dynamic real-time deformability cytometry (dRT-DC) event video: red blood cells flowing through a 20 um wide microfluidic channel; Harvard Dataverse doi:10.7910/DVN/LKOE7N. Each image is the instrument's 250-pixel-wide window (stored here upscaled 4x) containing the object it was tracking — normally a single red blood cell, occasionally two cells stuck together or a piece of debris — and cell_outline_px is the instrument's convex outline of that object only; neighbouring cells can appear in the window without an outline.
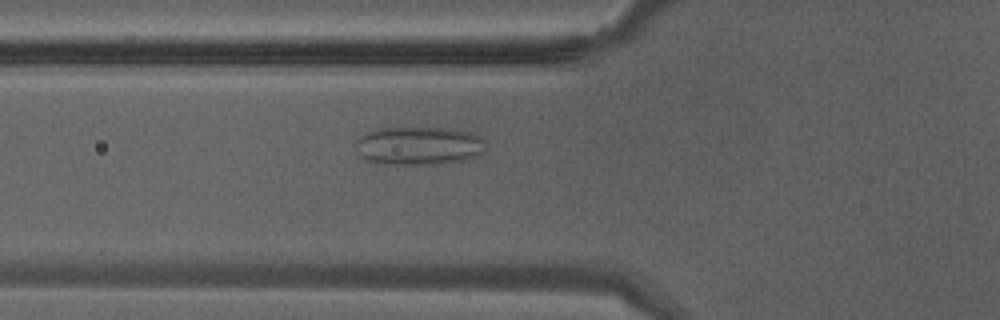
{"species": "Egyptian fruit bat (a non-hibernating species)", "species_latin": "Rousettus aegyptiacus", "temperature_condition": "warm", "stored_images_in_passage": 42, "camera_frame_rate_fps": 3000, "um_per_image_px": 0.085, "animal": {"sex": "male"}, "frame": {"image": 1, "passage_image": 16, "time_ms": 5.0, "image_size_px": [1000, 320], "cell_outline_px": [[484, 156], [468, 160], [436, 164], [376, 164], [368, 160], [356, 148], [356, 140], [368, 132], [376, 128], [452, 128], [472, 132], [484, 136]], "centroid_in_image_um": [35.71, 12.39], "position_along_channel_um": 90.1, "area_um2": 29.54}}
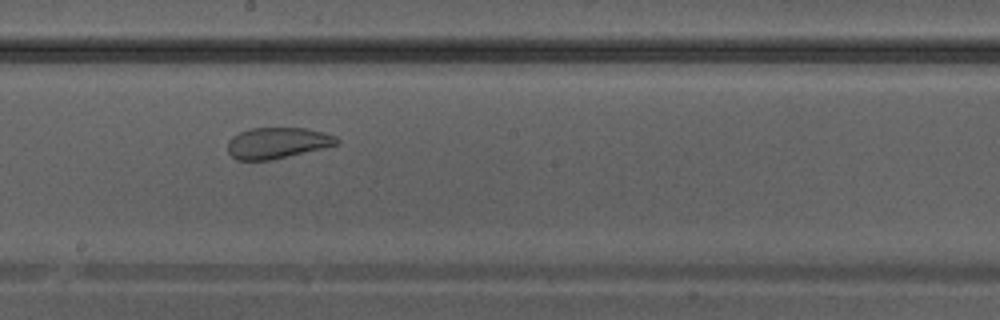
{"frame": {"image": 2, "passage_image": 24, "time_ms": 7.667, "image_size_px": [1000, 320], "cell_outline_px": [[340, 140], [336, 144], [324, 148], [272, 160], [236, 160], [228, 152], [228, 140], [232, 136], [240, 132], [252, 128], [304, 128], [324, 132], [336, 136]], "centroid_in_image_um": [23.57, 12.15], "position_along_channel_um": 224.6, "area_um2": 19.77}}
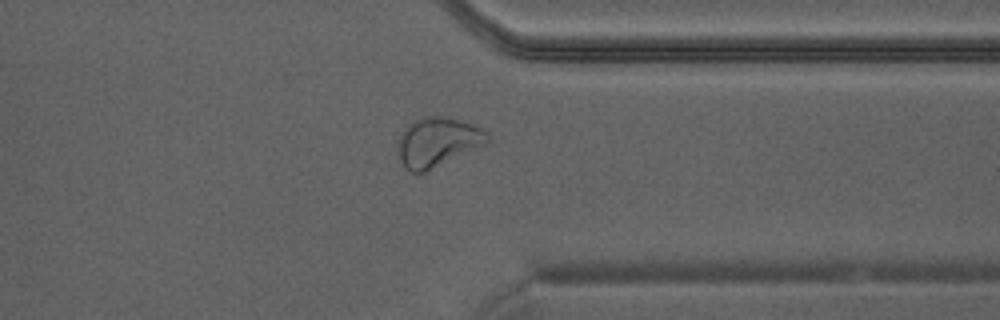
{"frame": {"image": 3, "passage_image": 33, "time_ms": 10.667, "image_size_px": [1000, 320], "cell_outline_px": [[492, 140], [484, 144], [424, 172], [412, 172], [404, 168], [396, 152], [400, 136], [404, 128], [408, 124], [424, 116], [448, 116], [476, 124], [488, 132]], "centroid_in_image_um": [37.19, 12.04], "position_along_channel_um": 374.2, "area_um2": 25.78}}